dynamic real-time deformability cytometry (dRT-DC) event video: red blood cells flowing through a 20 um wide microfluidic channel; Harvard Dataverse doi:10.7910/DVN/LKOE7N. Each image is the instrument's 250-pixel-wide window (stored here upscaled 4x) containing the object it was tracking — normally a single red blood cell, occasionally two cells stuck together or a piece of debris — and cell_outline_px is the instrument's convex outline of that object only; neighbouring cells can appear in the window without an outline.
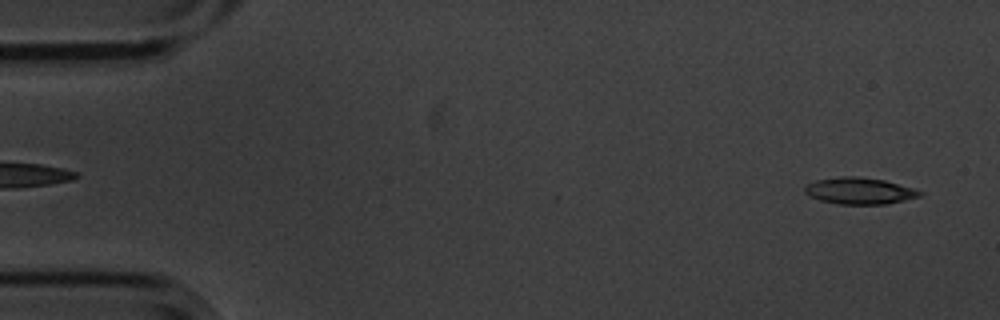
{"species": "common noctule bat (a hibernating species)", "species_latin": "Nyctalus noctula", "temperature_condition": "cold", "stored_images_in_passage": 54, "camera_frame_rate_fps": 3000, "um_per_image_px": 0.085, "animal": {"sex": "male", "body_mass_g": 20.1, "forearm_length_mm": 53.5}, "frame": {"image": 1, "passage_image": 2, "time_ms": 0.333, "image_size_px": [1000, 320], "cell_outline_px": [[924, 192], [920, 196], [904, 200], [884, 204], [840, 204], [820, 200], [808, 196], [804, 192], [804, 188], [808, 184], [816, 180], [840, 176], [852, 176], [884, 180], [912, 188]], "centroid_in_image_um": [73.02, 16.22], "position_along_channel_um": 12.0, "area_um2": 17.63}}
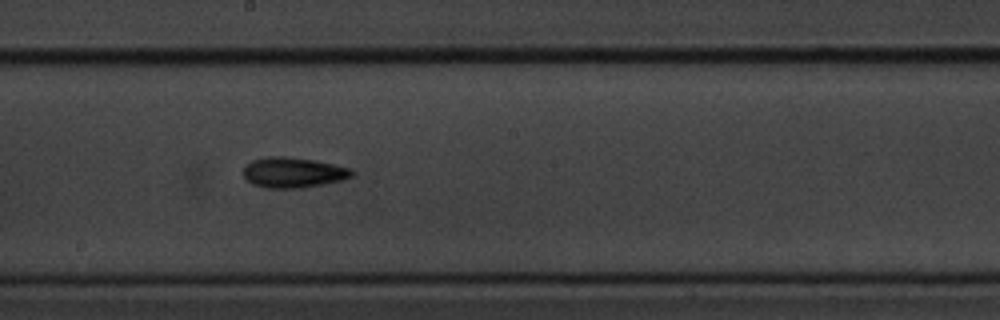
{"frame": {"image": 2, "passage_image": 29, "time_ms": 9.333, "image_size_px": [1000, 320], "cell_outline_px": [[356, 172], [352, 176], [340, 180], [324, 184], [300, 188], [268, 188], [252, 184], [244, 176], [244, 164], [252, 160], [264, 156], [288, 156], [316, 160], [348, 168]], "centroid_in_image_um": [24.89, 14.65], "position_along_channel_um": 223.3, "area_um2": 19.31}}
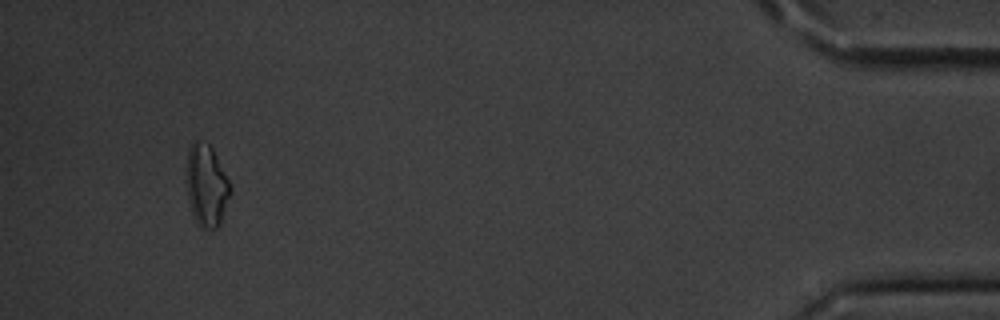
{"frame": {"image": 3, "passage_image": 51, "time_ms": 16.667, "image_size_px": [1000, 320], "cell_outline_px": [[232, 188], [220, 224], [216, 228], [200, 228], [192, 212], [188, 200], [184, 172], [188, 148], [196, 140], [208, 144], [212, 148], [232, 184]], "centroid_in_image_um": [17.53, 15.74], "position_along_channel_um": 417.7, "area_um2": 21.33}, "authors_computed_cell_mechanics": {"area_um2": 17.6579, "velocity_mm_per_s": 3.6078, "shape_relaxation_time_tau1_ms": 2.7599, "shape_relaxation_time_tau2_ms": null, "deformation_change_tau1": 0.1049, "deformation_change_tau2": null}}